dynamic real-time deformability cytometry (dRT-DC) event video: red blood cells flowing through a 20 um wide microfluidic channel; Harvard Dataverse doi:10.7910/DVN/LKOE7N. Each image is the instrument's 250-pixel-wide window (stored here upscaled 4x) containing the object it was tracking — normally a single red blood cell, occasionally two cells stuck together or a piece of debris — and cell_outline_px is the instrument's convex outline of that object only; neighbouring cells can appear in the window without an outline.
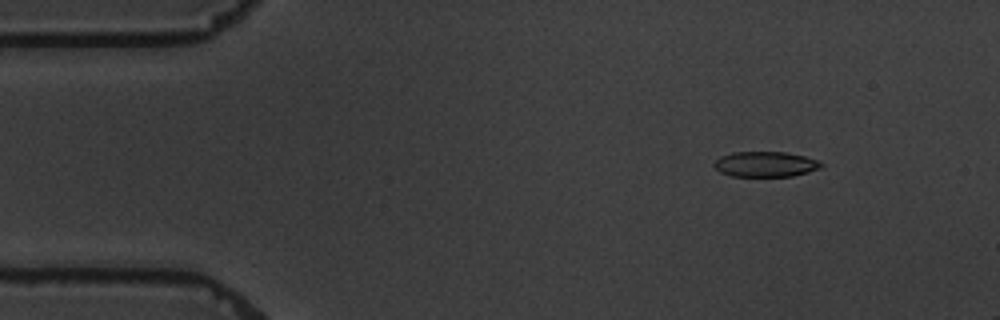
{"species": "common noctule bat (a hibernating species)", "species_latin": "Nyctalus noctula", "temperature_condition": "warm", "stored_images_in_passage": 5, "camera_frame_rate_fps": 3000, "um_per_image_px": 0.085, "animal": {"sex": "male", "body_mass_g": 19.5, "forearm_length_mm": 54.6}, "frame": {"image": 1, "passage_image": 2, "time_ms": 1.333, "image_size_px": [1000, 320], "cell_outline_px": [[824, 164], [820, 168], [808, 172], [792, 176], [732, 176], [720, 172], [712, 164], [720, 156], [732, 152], [784, 152], [804, 156], [816, 160]], "centroid_in_image_um": [65.04, 13.95], "position_along_channel_um": 20.0, "area_um2": 15.72}}